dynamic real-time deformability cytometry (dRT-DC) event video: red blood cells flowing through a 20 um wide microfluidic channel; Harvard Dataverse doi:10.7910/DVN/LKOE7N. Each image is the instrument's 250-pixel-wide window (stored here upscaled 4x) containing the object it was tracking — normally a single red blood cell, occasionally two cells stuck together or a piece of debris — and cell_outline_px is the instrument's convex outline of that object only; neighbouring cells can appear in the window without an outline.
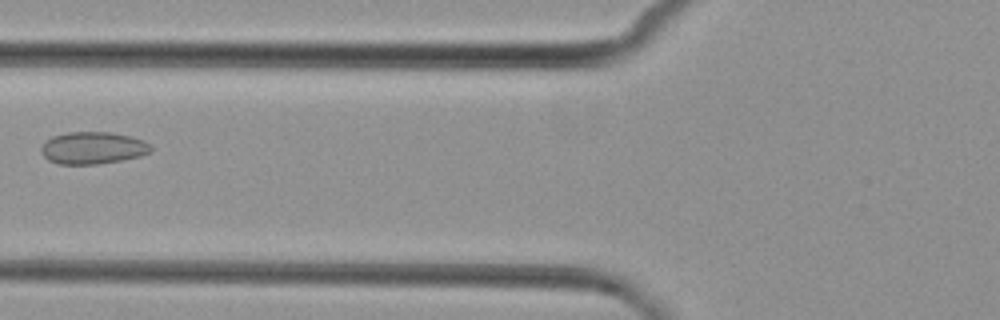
{"species": "common noctule bat (a hibernating species)", "species_latin": "Nyctalus noctula", "temperature_condition": "cold", "stored_images_in_passage": 5, "camera_frame_rate_fps": 3000, "um_per_image_px": 0.085, "animal": {"sex": "female", "body_mass_g": 29.2, "forearm_length_mm": 56.3}, "frame": {"image": 1, "passage_image": 4, "time_ms": 3.667, "image_size_px": [1000, 320], "cell_outline_px": [[152, 152], [140, 156], [120, 160], [96, 164], [60, 164], [48, 160], [40, 152], [40, 148], [44, 140], [52, 136], [68, 132], [108, 132], [128, 136], [144, 140], [152, 148]], "centroid_in_image_um": [7.85, 12.57], "position_along_channel_um": 118.0, "area_um2": 20.58}}
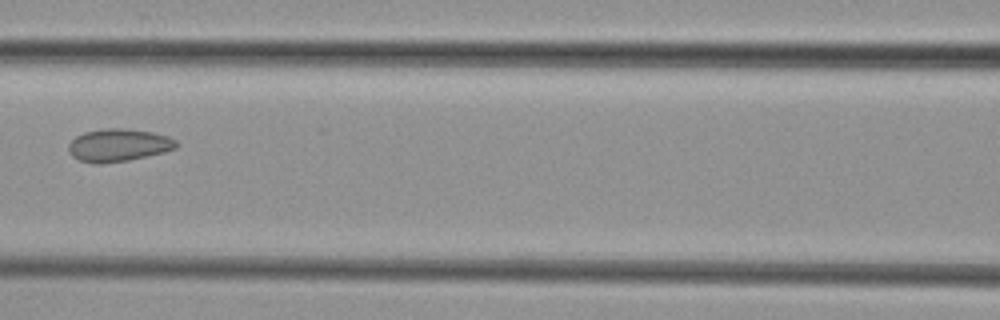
{"frame": {"image": 2, "passage_image": 5, "time_ms": 4.667, "image_size_px": [1000, 320], "cell_outline_px": [[180, 144], [176, 148], [164, 152], [128, 160], [100, 164], [92, 164], [80, 160], [72, 156], [68, 152], [68, 144], [76, 136], [84, 132], [104, 128], [124, 128], [152, 132], [168, 136], [176, 140]], "centroid_in_image_um": [10.06, 12.34], "position_along_channel_um": 156.5, "area_um2": 20.69}}